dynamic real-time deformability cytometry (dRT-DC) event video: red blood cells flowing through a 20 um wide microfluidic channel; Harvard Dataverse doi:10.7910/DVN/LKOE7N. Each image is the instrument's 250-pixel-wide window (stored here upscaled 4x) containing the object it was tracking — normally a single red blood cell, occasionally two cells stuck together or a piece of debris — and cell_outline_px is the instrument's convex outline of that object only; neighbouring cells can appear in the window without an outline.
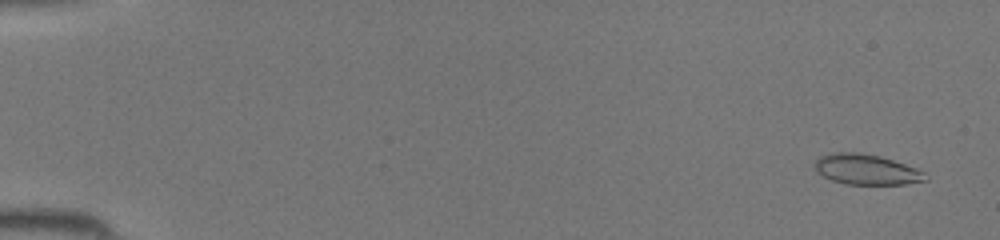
{"species": "common noctule bat (a hibernating species)", "species_latin": "Nyctalus noctula", "temperature_condition": "room temperature", "stored_images_in_passage": 45, "camera_frame_rate_fps": 3000, "um_per_image_px": 0.085, "animal": {"sex": "female", "body_mass_g": 19.5, "forearm_length_mm": 54.1}, "frame": {"image": 1, "passage_image": 3, "time_ms": 0.667, "image_size_px": [1000, 240], "cell_outline_px": [[928, 180], [904, 184], [844, 184], [832, 180], [816, 172], [816, 160], [820, 156], [836, 152], [856, 152], [880, 156], [916, 168], [924, 172]], "centroid_in_image_um": [73.64, 14.41], "position_along_channel_um": 11.4, "area_um2": 19.36}}
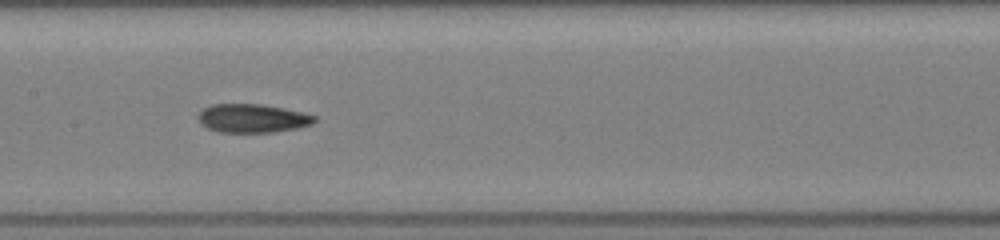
{"frame": {"image": 2, "passage_image": 24, "time_ms": 7.667, "image_size_px": [1000, 240], "cell_outline_px": [[316, 120], [312, 124], [296, 128], [272, 132], [216, 132], [200, 124], [196, 116], [204, 108], [212, 104], [260, 104], [300, 112], [316, 116]], "centroid_in_image_um": [21.4, 10.06], "position_along_channel_um": 186.0, "area_um2": 19.25}}
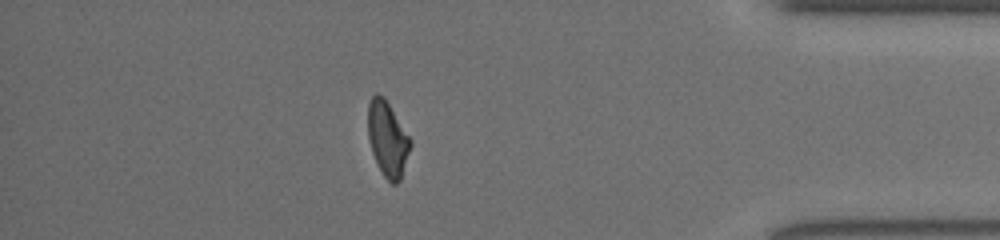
{"frame": {"image": 3, "passage_image": 40, "time_ms": 13.0, "image_size_px": [1000, 240], "cell_outline_px": [[412, 144], [400, 180], [396, 184], [392, 184], [384, 176], [372, 152], [368, 136], [368, 104], [372, 96], [376, 92], [384, 96], [412, 140]], "centroid_in_image_um": [32.95, 11.78], "position_along_channel_um": 402.2, "area_um2": 18.5}}